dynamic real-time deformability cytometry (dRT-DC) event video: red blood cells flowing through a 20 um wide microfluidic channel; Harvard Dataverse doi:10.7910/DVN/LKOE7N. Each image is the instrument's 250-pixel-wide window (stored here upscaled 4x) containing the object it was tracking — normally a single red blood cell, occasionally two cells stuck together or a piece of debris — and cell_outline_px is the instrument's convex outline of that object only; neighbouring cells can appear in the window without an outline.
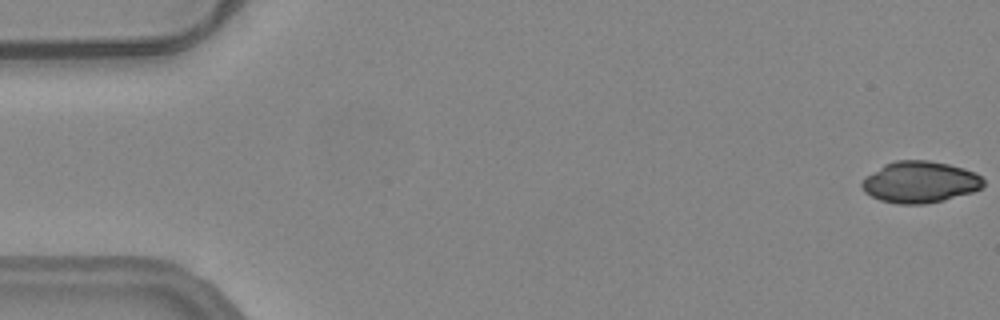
{"species": "common noctule bat (a hibernating species)", "species_latin": "Nyctalus noctula", "temperature_condition": "warm", "stored_images_in_passage": 54, "camera_frame_rate_fps": 3000, "um_per_image_px": 0.085, "animal": {"sex": "female", "body_mass_g": 24.6, "forearm_length_mm": 56.2}, "frame": {"image": 1, "passage_image": 1, "time_ms": 0.0, "image_size_px": [1000, 320], "cell_outline_px": [[984, 184], [980, 188], [972, 192], [944, 200], [924, 204], [896, 204], [880, 200], [864, 192], [860, 184], [864, 176], [884, 164], [896, 160], [928, 160], [948, 164], [964, 168], [976, 172], [984, 180]], "centroid_in_image_um": [78.17, 15.47], "position_along_channel_um": 6.8, "area_um2": 29.59}}
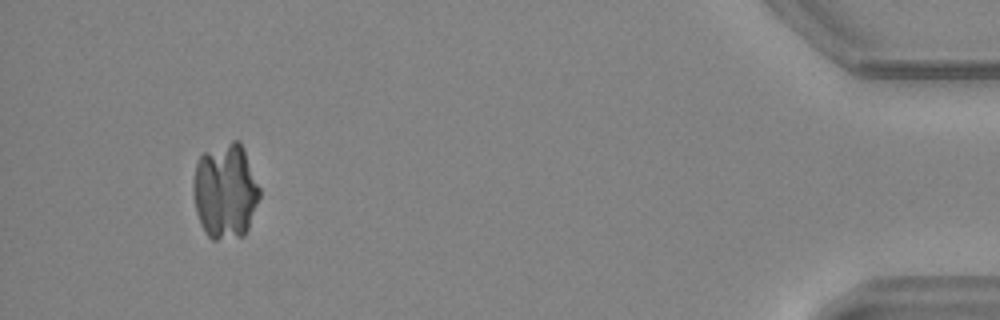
{"frame": {"image": 2, "passage_image": 51, "time_ms": 16.667, "image_size_px": [1000, 320], "cell_outline_px": [[260, 196], [248, 228], [244, 236], [216, 240], [212, 240], [204, 232], [200, 224], [196, 212], [192, 192], [192, 184], [196, 160], [204, 152], [232, 140], [240, 140], [244, 148], [260, 188]], "centroid_in_image_um": [19.13, 16.24], "position_along_channel_um": 416.1, "area_um2": 37.34}}